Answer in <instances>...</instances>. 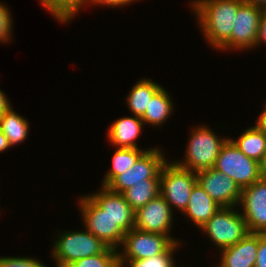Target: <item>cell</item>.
<instances>
[{"label":"cell","instance_id":"5bb4252c","mask_svg":"<svg viewBox=\"0 0 266 267\" xmlns=\"http://www.w3.org/2000/svg\"><path fill=\"white\" fill-rule=\"evenodd\" d=\"M88 196L114 220L115 223L125 232L134 228L135 211L125 200L121 193L110 191L107 187Z\"/></svg>","mask_w":266,"mask_h":267},{"label":"cell","instance_id":"2e32d148","mask_svg":"<svg viewBox=\"0 0 266 267\" xmlns=\"http://www.w3.org/2000/svg\"><path fill=\"white\" fill-rule=\"evenodd\" d=\"M144 122L140 117L128 116L114 121L108 131V141L117 148H138L136 139L142 133Z\"/></svg>","mask_w":266,"mask_h":267},{"label":"cell","instance_id":"3957f363","mask_svg":"<svg viewBox=\"0 0 266 267\" xmlns=\"http://www.w3.org/2000/svg\"><path fill=\"white\" fill-rule=\"evenodd\" d=\"M63 232V233H62ZM58 231L52 247L56 267L76 262L82 258L103 253L108 246L88 230Z\"/></svg>","mask_w":266,"mask_h":267},{"label":"cell","instance_id":"30bf717a","mask_svg":"<svg viewBox=\"0 0 266 267\" xmlns=\"http://www.w3.org/2000/svg\"><path fill=\"white\" fill-rule=\"evenodd\" d=\"M167 161L158 147L150 148L137 159L131 168L118 175L107 188L112 192L122 193L142 180L160 179V171Z\"/></svg>","mask_w":266,"mask_h":267},{"label":"cell","instance_id":"8992f818","mask_svg":"<svg viewBox=\"0 0 266 267\" xmlns=\"http://www.w3.org/2000/svg\"><path fill=\"white\" fill-rule=\"evenodd\" d=\"M214 168L232 178L241 189L260 179L259 163L244 155L230 139L222 146Z\"/></svg>","mask_w":266,"mask_h":267},{"label":"cell","instance_id":"277c9868","mask_svg":"<svg viewBox=\"0 0 266 267\" xmlns=\"http://www.w3.org/2000/svg\"><path fill=\"white\" fill-rule=\"evenodd\" d=\"M236 207H220L199 229L208 234L218 249H224L241 241L248 233L246 222Z\"/></svg>","mask_w":266,"mask_h":267},{"label":"cell","instance_id":"4fadbf2b","mask_svg":"<svg viewBox=\"0 0 266 267\" xmlns=\"http://www.w3.org/2000/svg\"><path fill=\"white\" fill-rule=\"evenodd\" d=\"M197 183L221 207H239L242 189L228 175L215 168L196 172Z\"/></svg>","mask_w":266,"mask_h":267},{"label":"cell","instance_id":"ba28073f","mask_svg":"<svg viewBox=\"0 0 266 267\" xmlns=\"http://www.w3.org/2000/svg\"><path fill=\"white\" fill-rule=\"evenodd\" d=\"M265 13V8L243 2L236 14L231 37L218 49L248 50L256 47L259 23Z\"/></svg>","mask_w":266,"mask_h":267},{"label":"cell","instance_id":"7c38bea8","mask_svg":"<svg viewBox=\"0 0 266 267\" xmlns=\"http://www.w3.org/2000/svg\"><path fill=\"white\" fill-rule=\"evenodd\" d=\"M250 233L266 234V180L259 179L241 192L239 206Z\"/></svg>","mask_w":266,"mask_h":267},{"label":"cell","instance_id":"7402d4cb","mask_svg":"<svg viewBox=\"0 0 266 267\" xmlns=\"http://www.w3.org/2000/svg\"><path fill=\"white\" fill-rule=\"evenodd\" d=\"M149 149L116 148L112 156V167L107 171L101 186L107 187L118 175L131 168L137 159Z\"/></svg>","mask_w":266,"mask_h":267},{"label":"cell","instance_id":"1f68e13d","mask_svg":"<svg viewBox=\"0 0 266 267\" xmlns=\"http://www.w3.org/2000/svg\"><path fill=\"white\" fill-rule=\"evenodd\" d=\"M11 107L9 99L6 94L0 89V116L4 114Z\"/></svg>","mask_w":266,"mask_h":267},{"label":"cell","instance_id":"4dcf8cb0","mask_svg":"<svg viewBox=\"0 0 266 267\" xmlns=\"http://www.w3.org/2000/svg\"><path fill=\"white\" fill-rule=\"evenodd\" d=\"M266 43V13L262 16L259 23L258 37L256 41V47L260 44Z\"/></svg>","mask_w":266,"mask_h":267},{"label":"cell","instance_id":"5b68a950","mask_svg":"<svg viewBox=\"0 0 266 267\" xmlns=\"http://www.w3.org/2000/svg\"><path fill=\"white\" fill-rule=\"evenodd\" d=\"M197 182L196 172L166 162L160 171L159 193L173 209L183 212L188 204L192 189Z\"/></svg>","mask_w":266,"mask_h":267},{"label":"cell","instance_id":"9a60e30c","mask_svg":"<svg viewBox=\"0 0 266 267\" xmlns=\"http://www.w3.org/2000/svg\"><path fill=\"white\" fill-rule=\"evenodd\" d=\"M259 234L248 233L235 245L221 249V260L216 267H255Z\"/></svg>","mask_w":266,"mask_h":267},{"label":"cell","instance_id":"ac0fdd59","mask_svg":"<svg viewBox=\"0 0 266 267\" xmlns=\"http://www.w3.org/2000/svg\"><path fill=\"white\" fill-rule=\"evenodd\" d=\"M161 87L151 79L142 78L137 81L126 98L127 106L132 114L141 118L148 109L151 98Z\"/></svg>","mask_w":266,"mask_h":267},{"label":"cell","instance_id":"9c48e42d","mask_svg":"<svg viewBox=\"0 0 266 267\" xmlns=\"http://www.w3.org/2000/svg\"><path fill=\"white\" fill-rule=\"evenodd\" d=\"M173 243L165 234L143 232L133 228L124 236L122 251L118 250L119 267L128 260L146 259L161 254Z\"/></svg>","mask_w":266,"mask_h":267},{"label":"cell","instance_id":"f546056e","mask_svg":"<svg viewBox=\"0 0 266 267\" xmlns=\"http://www.w3.org/2000/svg\"><path fill=\"white\" fill-rule=\"evenodd\" d=\"M137 0H89L90 5H103V6H111V7H120V6H126L129 5L132 2H135Z\"/></svg>","mask_w":266,"mask_h":267},{"label":"cell","instance_id":"ffe728a7","mask_svg":"<svg viewBox=\"0 0 266 267\" xmlns=\"http://www.w3.org/2000/svg\"><path fill=\"white\" fill-rule=\"evenodd\" d=\"M229 139L244 155L258 163L266 154V134L256 125L246 129L237 139Z\"/></svg>","mask_w":266,"mask_h":267},{"label":"cell","instance_id":"44dd1931","mask_svg":"<svg viewBox=\"0 0 266 267\" xmlns=\"http://www.w3.org/2000/svg\"><path fill=\"white\" fill-rule=\"evenodd\" d=\"M0 130L10 145L21 144L28 137L29 122L13 110L12 106L0 116Z\"/></svg>","mask_w":266,"mask_h":267},{"label":"cell","instance_id":"e0dca14e","mask_svg":"<svg viewBox=\"0 0 266 267\" xmlns=\"http://www.w3.org/2000/svg\"><path fill=\"white\" fill-rule=\"evenodd\" d=\"M221 206L214 201L209 194L196 182L194 185L187 207L182 212L193 224L200 228L204 225Z\"/></svg>","mask_w":266,"mask_h":267},{"label":"cell","instance_id":"52a82bcc","mask_svg":"<svg viewBox=\"0 0 266 267\" xmlns=\"http://www.w3.org/2000/svg\"><path fill=\"white\" fill-rule=\"evenodd\" d=\"M85 229L99 238L108 247L118 250L123 243L125 232L88 195L78 201Z\"/></svg>","mask_w":266,"mask_h":267},{"label":"cell","instance_id":"d6986e66","mask_svg":"<svg viewBox=\"0 0 266 267\" xmlns=\"http://www.w3.org/2000/svg\"><path fill=\"white\" fill-rule=\"evenodd\" d=\"M173 102L170 94L161 87L151 98L148 109L141 117L145 124L154 126H162L173 113Z\"/></svg>","mask_w":266,"mask_h":267},{"label":"cell","instance_id":"e575fe53","mask_svg":"<svg viewBox=\"0 0 266 267\" xmlns=\"http://www.w3.org/2000/svg\"><path fill=\"white\" fill-rule=\"evenodd\" d=\"M9 147H10V145L8 143L7 138L5 137V135L0 130V152L5 151Z\"/></svg>","mask_w":266,"mask_h":267},{"label":"cell","instance_id":"f1b7e54d","mask_svg":"<svg viewBox=\"0 0 266 267\" xmlns=\"http://www.w3.org/2000/svg\"><path fill=\"white\" fill-rule=\"evenodd\" d=\"M255 267H266V234H259L257 260Z\"/></svg>","mask_w":266,"mask_h":267},{"label":"cell","instance_id":"836d02e7","mask_svg":"<svg viewBox=\"0 0 266 267\" xmlns=\"http://www.w3.org/2000/svg\"><path fill=\"white\" fill-rule=\"evenodd\" d=\"M260 166V179L266 180V154L263 156L261 162L259 163Z\"/></svg>","mask_w":266,"mask_h":267},{"label":"cell","instance_id":"d6a6232c","mask_svg":"<svg viewBox=\"0 0 266 267\" xmlns=\"http://www.w3.org/2000/svg\"><path fill=\"white\" fill-rule=\"evenodd\" d=\"M264 108L265 109L262 110V113L258 117L255 125L266 134V104Z\"/></svg>","mask_w":266,"mask_h":267},{"label":"cell","instance_id":"603a6c76","mask_svg":"<svg viewBox=\"0 0 266 267\" xmlns=\"http://www.w3.org/2000/svg\"><path fill=\"white\" fill-rule=\"evenodd\" d=\"M160 179H145L126 189L121 194L134 211L146 205L159 194Z\"/></svg>","mask_w":266,"mask_h":267},{"label":"cell","instance_id":"8fae6325","mask_svg":"<svg viewBox=\"0 0 266 267\" xmlns=\"http://www.w3.org/2000/svg\"><path fill=\"white\" fill-rule=\"evenodd\" d=\"M173 213L170 205L159 193L154 199L135 211L134 228L143 232L165 234L174 242H181L170 236Z\"/></svg>","mask_w":266,"mask_h":267},{"label":"cell","instance_id":"d590c367","mask_svg":"<svg viewBox=\"0 0 266 267\" xmlns=\"http://www.w3.org/2000/svg\"><path fill=\"white\" fill-rule=\"evenodd\" d=\"M246 3L258 5L266 9V0H243Z\"/></svg>","mask_w":266,"mask_h":267},{"label":"cell","instance_id":"484cf974","mask_svg":"<svg viewBox=\"0 0 266 267\" xmlns=\"http://www.w3.org/2000/svg\"><path fill=\"white\" fill-rule=\"evenodd\" d=\"M181 242H174L165 252L146 259L128 260L122 267H174L173 255Z\"/></svg>","mask_w":266,"mask_h":267},{"label":"cell","instance_id":"7a4b0ae2","mask_svg":"<svg viewBox=\"0 0 266 267\" xmlns=\"http://www.w3.org/2000/svg\"><path fill=\"white\" fill-rule=\"evenodd\" d=\"M183 161H174L176 165L190 171L214 168L222 146L229 139L219 138L208 126H196L191 130Z\"/></svg>","mask_w":266,"mask_h":267},{"label":"cell","instance_id":"83f0119b","mask_svg":"<svg viewBox=\"0 0 266 267\" xmlns=\"http://www.w3.org/2000/svg\"><path fill=\"white\" fill-rule=\"evenodd\" d=\"M0 267H47L36 258L28 257H0Z\"/></svg>","mask_w":266,"mask_h":267},{"label":"cell","instance_id":"6da1fadb","mask_svg":"<svg viewBox=\"0 0 266 267\" xmlns=\"http://www.w3.org/2000/svg\"><path fill=\"white\" fill-rule=\"evenodd\" d=\"M243 0H193L190 4L205 40L219 49L230 37Z\"/></svg>","mask_w":266,"mask_h":267},{"label":"cell","instance_id":"cb8c5ba5","mask_svg":"<svg viewBox=\"0 0 266 267\" xmlns=\"http://www.w3.org/2000/svg\"><path fill=\"white\" fill-rule=\"evenodd\" d=\"M49 13L60 23H69L78 15L84 6L89 5V0H39ZM86 4V5H85ZM80 9V10H79Z\"/></svg>","mask_w":266,"mask_h":267},{"label":"cell","instance_id":"4316f807","mask_svg":"<svg viewBox=\"0 0 266 267\" xmlns=\"http://www.w3.org/2000/svg\"><path fill=\"white\" fill-rule=\"evenodd\" d=\"M12 15L6 7V4L0 3V43H8L12 41V30H13V23H12Z\"/></svg>","mask_w":266,"mask_h":267},{"label":"cell","instance_id":"d4e9b609","mask_svg":"<svg viewBox=\"0 0 266 267\" xmlns=\"http://www.w3.org/2000/svg\"><path fill=\"white\" fill-rule=\"evenodd\" d=\"M59 267H119L118 250L108 247L103 253Z\"/></svg>","mask_w":266,"mask_h":267}]
</instances>
